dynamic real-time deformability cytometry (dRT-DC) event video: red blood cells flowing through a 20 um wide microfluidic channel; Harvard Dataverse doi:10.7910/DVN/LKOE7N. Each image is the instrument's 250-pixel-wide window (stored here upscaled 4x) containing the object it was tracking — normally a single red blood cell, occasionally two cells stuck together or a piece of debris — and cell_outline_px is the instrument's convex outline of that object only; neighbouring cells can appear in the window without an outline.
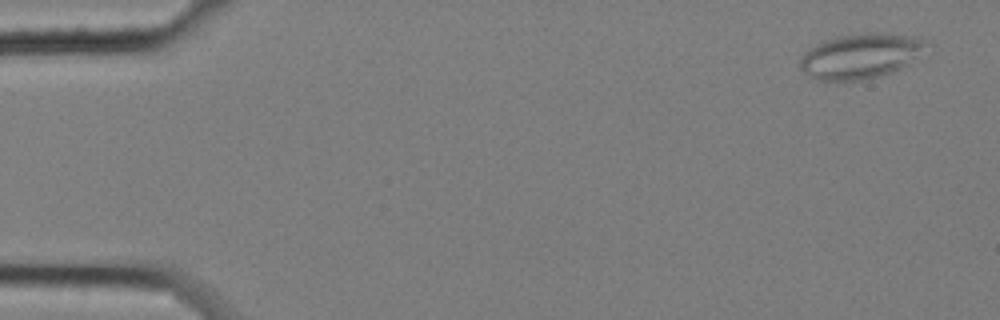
{"species": "common noctule bat (a hibernating species)", "species_latin": "Nyctalus noctula", "temperature_condition": "cold", "stored_images_in_passage": 5, "camera_frame_rate_fps": 3000, "um_per_image_px": 0.085, "animal": {"sex": "female", "body_mass_g": 25.1}, "frame": {"image": 1, "passage_image": 1, "time_ms": 0.0, "image_size_px": [1000, 320], "cell_outline_px": [[936, 44], [908, 64], [892, 72], [860, 80], [816, 80], [808, 76], [800, 68], [800, 56], [816, 44], [824, 40], [836, 36], [852, 32], [880, 32], [920, 36], [932, 40]], "centroid_in_image_um": [73.27, 4.7], "position_along_channel_um": 11.7, "area_um2": 34.22}}